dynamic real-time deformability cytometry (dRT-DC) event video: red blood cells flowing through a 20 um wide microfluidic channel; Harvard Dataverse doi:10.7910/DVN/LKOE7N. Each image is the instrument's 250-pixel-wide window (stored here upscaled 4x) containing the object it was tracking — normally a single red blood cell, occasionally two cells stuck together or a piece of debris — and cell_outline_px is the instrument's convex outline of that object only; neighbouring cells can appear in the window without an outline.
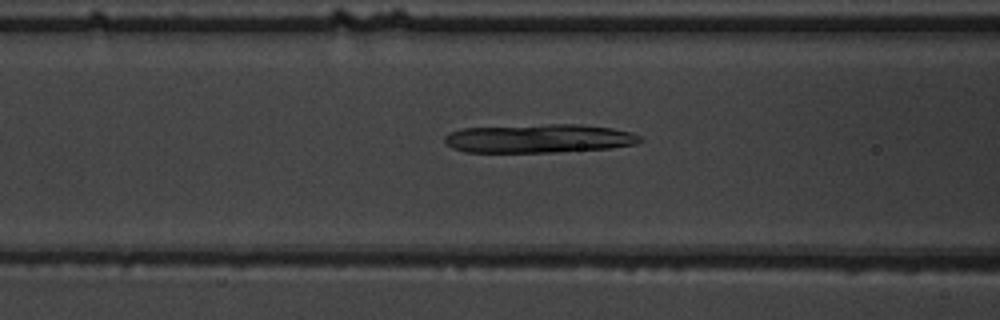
{"species": "common noctule bat (a hibernating species)", "species_latin": "Nyctalus noctula", "temperature_condition": "warm", "stored_images_in_passage": 42, "camera_frame_rate_fps": 3000, "um_per_image_px": 0.085, "animal": {"sex": "male", "body_mass_g": 19.5, "forearm_length_mm": 54.6}, "frame": {"image": 1, "passage_image": 10, "time_ms": 3.0, "image_size_px": [1000, 320], "cell_outline_px": [[644, 140], [636, 144], [608, 148], [556, 152], [464, 152], [452, 148], [444, 144], [444, 136], [448, 132], [460, 128], [548, 124], [580, 124], [612, 128], [632, 132], [640, 136]], "centroid_in_image_um": [45.77, 11.77], "position_along_channel_um": 120.8, "area_um2": 33.0}}
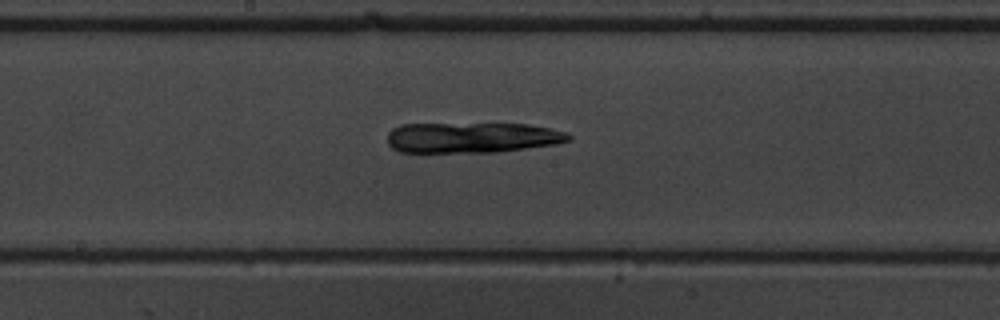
{"frame": {"image": 2, "passage_image": 17, "time_ms": 5.333, "image_size_px": [1000, 320], "cell_outline_px": [[572, 140], [556, 144], [496, 152], [400, 152], [392, 148], [388, 144], [388, 132], [392, 128], [400, 124], [528, 124], [552, 128], [568, 132], [572, 136]], "centroid_in_image_um": [40.15, 11.69], "position_along_channel_um": 208.1, "area_um2": 32.43}}
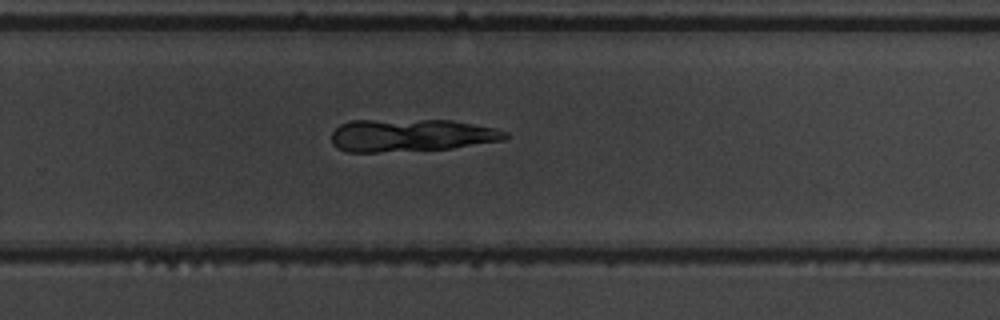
{"frame": {"image": 3, "passage_image": 24, "time_ms": 7.667, "image_size_px": [1000, 320], "cell_outline_px": [[508, 136], [504, 140], [452, 148], [376, 152], [348, 152], [336, 148], [332, 144], [332, 132], [340, 124], [352, 120], [452, 120], [496, 128], [508, 132]], "centroid_in_image_um": [34.93, 11.5], "position_along_channel_um": 294.9, "area_um2": 33.06}}